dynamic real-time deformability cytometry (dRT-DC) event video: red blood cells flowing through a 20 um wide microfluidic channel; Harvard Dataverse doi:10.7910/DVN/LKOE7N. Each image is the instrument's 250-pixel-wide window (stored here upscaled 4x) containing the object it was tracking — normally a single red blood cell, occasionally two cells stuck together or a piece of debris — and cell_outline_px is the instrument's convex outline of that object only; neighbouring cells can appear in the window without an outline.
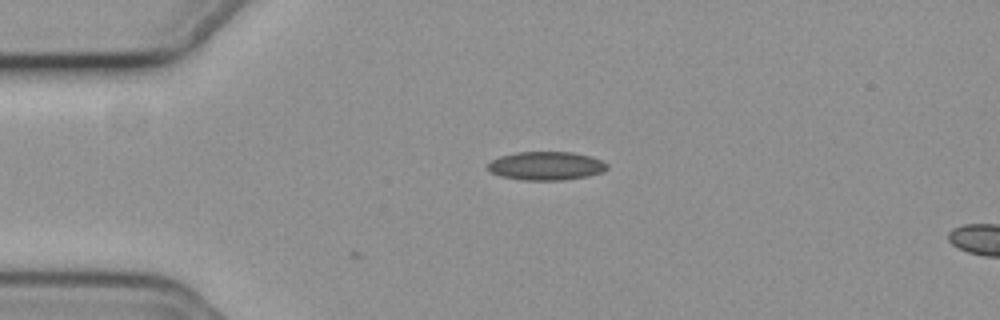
{"species": "common noctule bat (a hibernating species)", "species_latin": "Nyctalus noctula", "temperature_condition": "cold", "stored_images_in_passage": 3, "camera_frame_rate_fps": 3000, "um_per_image_px": 0.085, "animal": {"sex": "female", "body_mass_g": 19.3, "forearm_length_mm": 54.1}, "frame": {"image": 1, "passage_image": 1, "time_ms": 0.0, "image_size_px": [1000, 320], "cell_outline_px": [[608, 168], [604, 172], [588, 176], [564, 180], [524, 180], [500, 176], [488, 172], [488, 164], [492, 160], [500, 156], [516, 152], [572, 152], [592, 156], [608, 164]], "centroid_in_image_um": [46.43, 14.1], "position_along_channel_um": 38.6, "area_um2": 20.0}}